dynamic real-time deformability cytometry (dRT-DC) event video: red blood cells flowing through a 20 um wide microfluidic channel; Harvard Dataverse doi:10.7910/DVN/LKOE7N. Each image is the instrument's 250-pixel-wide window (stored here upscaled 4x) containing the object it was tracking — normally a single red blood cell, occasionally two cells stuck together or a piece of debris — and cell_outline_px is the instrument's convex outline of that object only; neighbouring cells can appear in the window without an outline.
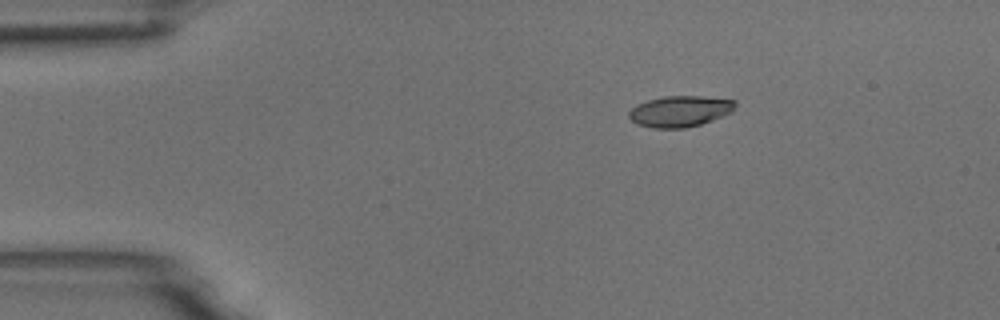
{"species": "common noctule bat (a hibernating species)", "species_latin": "Nyctalus noctula", "temperature_condition": "room temperature", "stored_images_in_passage": 46, "camera_frame_rate_fps": 3000, "um_per_image_px": 0.085, "animal": {"sex": "male", "body_mass_g": 18.8}, "frame": {"image": 1, "passage_image": 1, "time_ms": 0.0, "image_size_px": [1000, 320], "cell_outline_px": [[736, 104], [732, 112], [712, 120], [700, 124], [684, 128], [652, 128], [636, 124], [628, 116], [628, 112], [632, 108], [648, 100], [664, 96], [700, 96], [736, 100]], "centroid_in_image_um": [57.8, 9.46], "position_along_channel_um": 27.2, "area_um2": 19.13}}
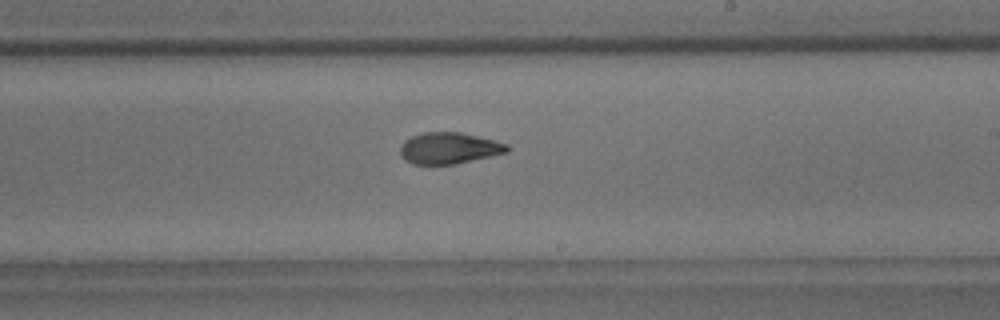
{"frame": {"image": 2, "passage_image": 24, "time_ms": 7.667, "image_size_px": [1000, 320], "cell_outline_px": [[508, 152], [456, 164], [412, 164], [404, 160], [400, 152], [400, 148], [404, 140], [412, 136], [424, 132], [460, 132], [508, 144]], "centroid_in_image_um": [38.14, 12.6], "position_along_channel_um": 250.9, "area_um2": 19.42}}
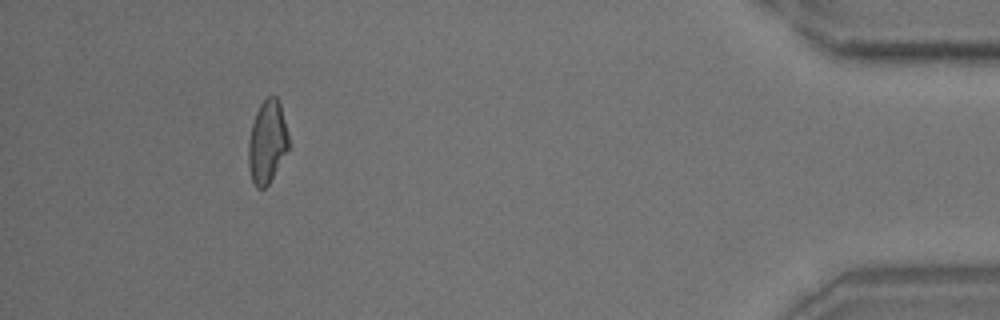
{"frame": {"image": 3, "passage_image": 42, "time_ms": 13.667, "image_size_px": [1000, 320], "cell_outline_px": [[288, 148], [268, 184], [264, 188], [256, 188], [252, 180], [248, 164], [248, 140], [252, 124], [256, 112], [260, 104], [268, 96], [276, 96], [280, 104], [288, 136]], "centroid_in_image_um": [22.68, 12.05], "position_along_channel_um": 412.5, "area_um2": 19.02}, "authors_computed_cell_mechanics": {"area_um2": 19.5653, "velocity_mm_per_s": 3.7038, "shape_relaxation_time_tau1_ms": 5.237, "shape_relaxation_time_tau2_ms": 1.734, "deformation_change_tau1": 0.1623, "deformation_change_tau2": 0.0634}}